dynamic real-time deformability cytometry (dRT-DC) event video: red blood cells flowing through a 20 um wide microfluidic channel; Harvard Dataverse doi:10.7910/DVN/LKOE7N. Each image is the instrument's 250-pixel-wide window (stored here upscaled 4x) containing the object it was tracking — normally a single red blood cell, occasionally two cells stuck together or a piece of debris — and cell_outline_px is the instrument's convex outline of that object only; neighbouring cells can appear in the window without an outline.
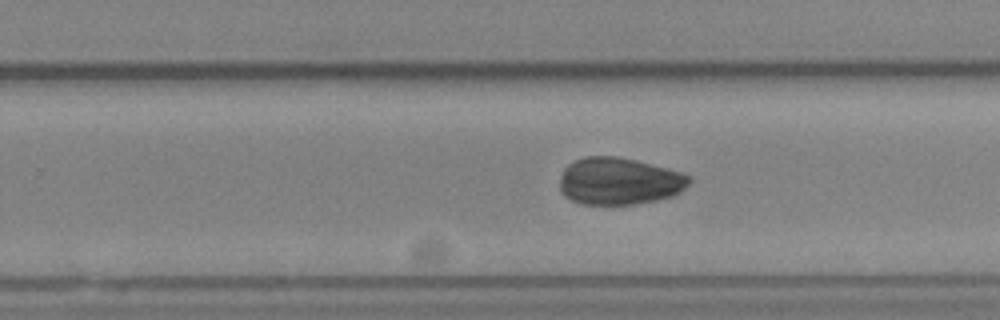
{"species": "Egyptian fruit bat (a non-hibernating species)", "species_latin": "Rousettus aegyptiacus", "temperature_condition": "cold", "stored_images_in_passage": 40, "camera_frame_rate_fps": 3000, "um_per_image_px": 0.085, "animal": {"sex": "female"}, "frame": {"image": 1, "passage_image": 21, "time_ms": 6.667, "image_size_px": [1000, 320], "cell_outline_px": [[692, 180], [680, 192], [672, 196], [656, 200], [636, 204], [584, 204], [572, 200], [564, 196], [560, 192], [560, 176], [564, 168], [568, 164], [584, 156], [616, 156], [636, 160], [668, 168], [692, 176]], "centroid_in_image_um": [52.63, 15.39], "position_along_channel_um": 277.2, "area_um2": 35.72}}
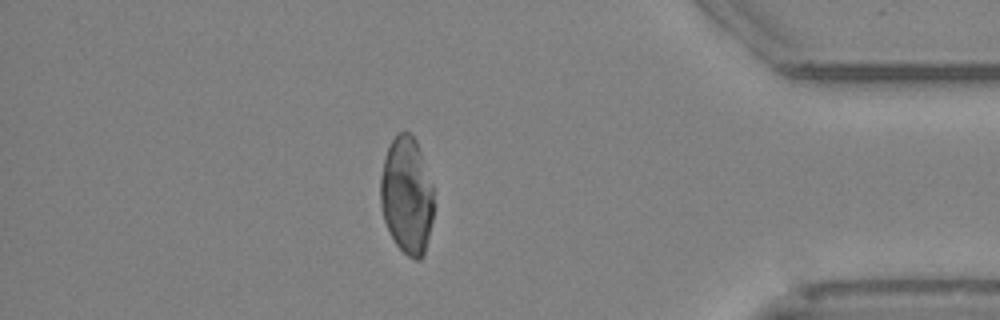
{"frame": {"image": 2, "passage_image": 33, "time_ms": 10.667, "image_size_px": [1000, 320], "cell_outline_px": [[432, 220], [424, 256], [420, 260], [416, 260], [408, 256], [396, 244], [384, 220], [380, 208], [380, 176], [384, 160], [388, 148], [392, 140], [400, 132], [408, 132], [416, 140], [420, 148], [432, 184]], "centroid_in_image_um": [34.57, 16.62], "position_along_channel_um": 400.6, "area_um2": 36.24}}